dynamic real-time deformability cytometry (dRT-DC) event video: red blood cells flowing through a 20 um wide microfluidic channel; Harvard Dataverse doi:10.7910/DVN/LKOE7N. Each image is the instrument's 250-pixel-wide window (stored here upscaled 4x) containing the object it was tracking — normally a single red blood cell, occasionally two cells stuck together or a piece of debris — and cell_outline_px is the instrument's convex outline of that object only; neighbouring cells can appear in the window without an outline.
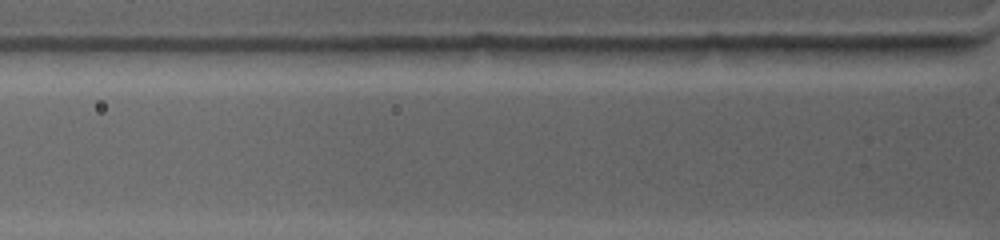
{"species": "common noctule bat (a hibernating species)", "species_latin": "Nyctalus noctula", "temperature_condition": "warm", "stored_images_in_passage": 5, "camera_frame_rate_fps": 4500, "um_per_image_px": 0.085, "animal": {"sex": "female", "body_mass_g": 19.0, "forearm_length_mm": 53.3}, "frame": {"image": 1, "passage_image": 5, "time_ms": 0.889, "image_size_px": [1000, 240], "cell_outline_px": [[932, 48], [920, 56], [808, 56], [800, 48], [804, 44], [932, 44]], "centroid_in_image_um": [73.59, 4.24], "position_along_channel_um": 52.2, "area_um2": 10.81}}